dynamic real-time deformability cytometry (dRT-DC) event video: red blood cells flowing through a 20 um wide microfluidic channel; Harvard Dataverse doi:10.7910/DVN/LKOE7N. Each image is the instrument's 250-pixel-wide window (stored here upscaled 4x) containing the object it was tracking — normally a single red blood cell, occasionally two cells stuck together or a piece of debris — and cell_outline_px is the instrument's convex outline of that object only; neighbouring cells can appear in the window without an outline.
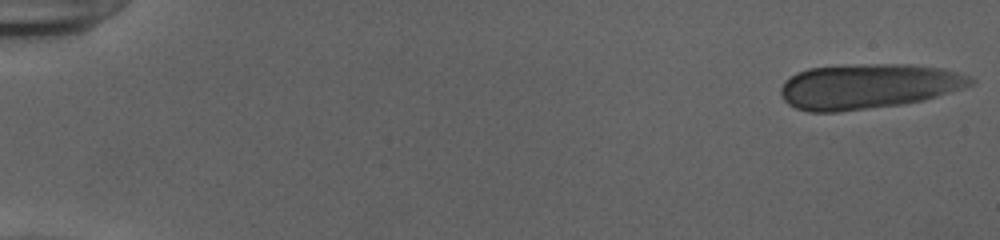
{"species": "human", "species_latin": "Homo sapiens", "temperature_condition": "cold", "stored_images_in_passage": 52, "camera_frame_rate_fps": 3000, "um_per_image_px": 0.085, "donor": {"sex": "female"}, "frame": {"image": 1, "passage_image": 1, "time_ms": 0.0, "image_size_px": [1000, 240], "cell_outline_px": [[976, 80], [972, 84], [964, 88], [924, 100], [900, 104], [836, 112], [808, 112], [796, 108], [788, 104], [784, 100], [780, 92], [780, 88], [784, 80], [796, 72], [808, 68], [860, 64], [908, 64], [940, 68], [956, 72], [968, 76]], "centroid_in_image_um": [73.75, 7.33], "position_along_channel_um": 11.2, "area_um2": 49.82}}
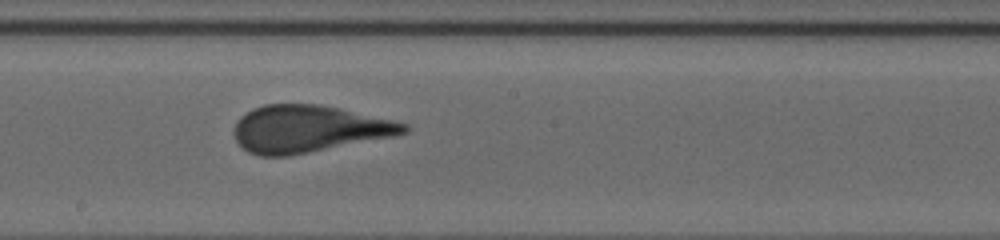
{"frame": {"image": 2, "passage_image": 30, "time_ms": 9.667, "image_size_px": [1000, 240], "cell_outline_px": [[412, 128], [408, 132], [396, 136], [288, 156], [260, 156], [248, 152], [236, 140], [236, 120], [240, 116], [252, 108], [264, 104], [320, 104], [340, 108], [392, 120], [408, 124]], "centroid_in_image_um": [26.26, 10.95], "position_along_channel_um": 221.9, "area_um2": 46.59}}
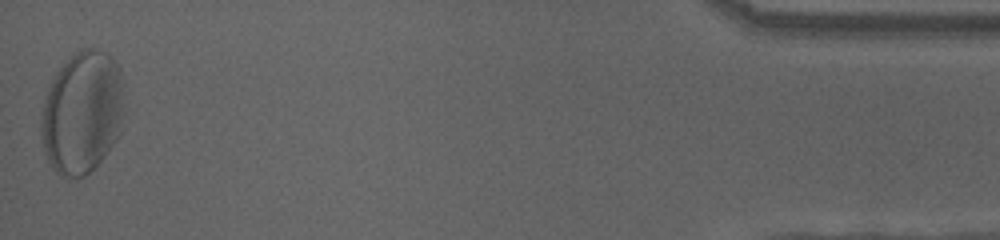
{"frame": {"image": 3, "passage_image": 52, "time_ms": 17.0, "image_size_px": [1000, 240], "cell_outline_px": [[124, 112], [120, 136], [104, 156], [84, 176], [68, 180], [60, 176], [52, 168], [44, 152], [40, 132], [40, 120], [48, 84], [56, 72], [76, 52], [84, 48], [92, 48], [104, 52], [112, 56], [120, 68], [124, 76]], "centroid_in_image_um": [7.01, 9.57], "position_along_channel_um": 428.2, "area_um2": 60.46}, "authors_computed_cell_mechanics": {"area_um2": 47.5983, "velocity_mm_per_s": 3.8884, "shape_relaxation_time_tau1_ms": 7.0471, "shape_relaxation_time_tau2_ms": null, "deformation_change_tau1": 0.2018, "deformation_change_tau2": null}}